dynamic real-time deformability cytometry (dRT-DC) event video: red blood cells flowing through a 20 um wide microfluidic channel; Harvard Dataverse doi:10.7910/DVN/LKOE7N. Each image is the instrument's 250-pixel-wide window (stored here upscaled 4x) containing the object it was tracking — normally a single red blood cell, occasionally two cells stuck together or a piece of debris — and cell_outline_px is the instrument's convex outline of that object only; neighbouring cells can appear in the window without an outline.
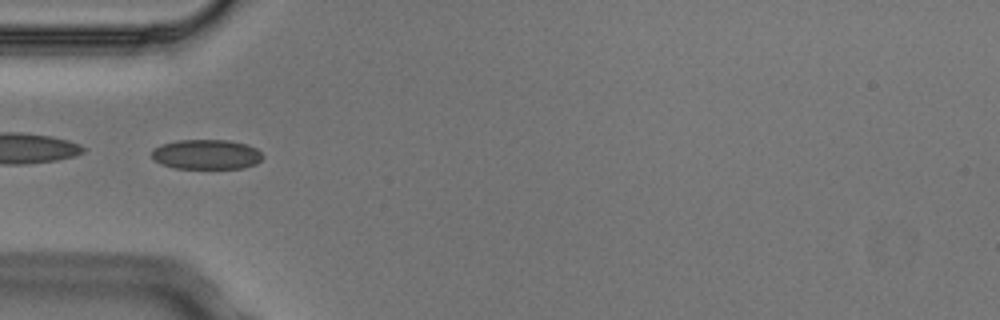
{"species": "Egyptian fruit bat (a non-hibernating species)", "species_latin": "Rousettus aegyptiacus", "temperature_condition": "cold", "stored_images_in_passage": 7, "camera_frame_rate_fps": 3000, "um_per_image_px": 0.085, "animal": {"sex": "male"}, "frame": {"image": 1, "passage_image": 5, "time_ms": 1.333, "image_size_px": [1000, 320], "cell_outline_px": [[264, 156], [256, 164], [244, 168], [176, 168], [160, 164], [152, 160], [152, 148], [160, 144], [176, 140], [228, 140], [248, 144], [256, 148]], "centroid_in_image_um": [17.52, 13.12], "position_along_channel_um": 67.5, "area_um2": 19.54}}
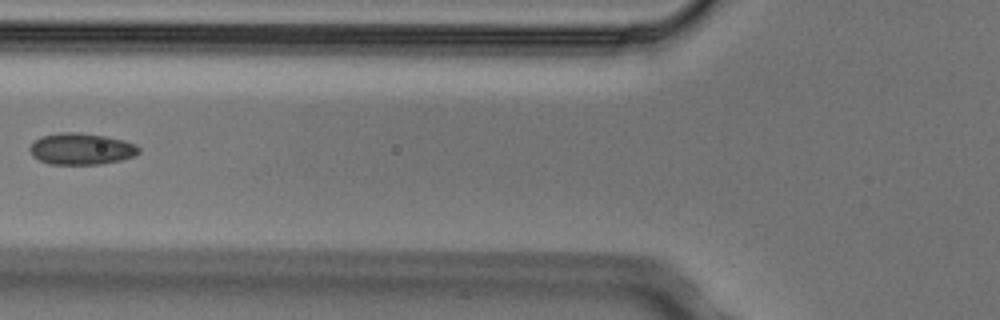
{"frame": {"image": 2, "passage_image": 6, "time_ms": 1.667, "image_size_px": [1000, 320], "cell_outline_px": [[140, 152], [136, 156], [120, 160], [100, 164], [48, 164], [32, 156], [28, 148], [40, 136], [64, 132], [80, 132], [104, 136], [124, 140], [136, 144], [140, 148]], "centroid_in_image_um": [6.92, 12.65], "position_along_channel_um": 118.9, "area_um2": 20.11}}
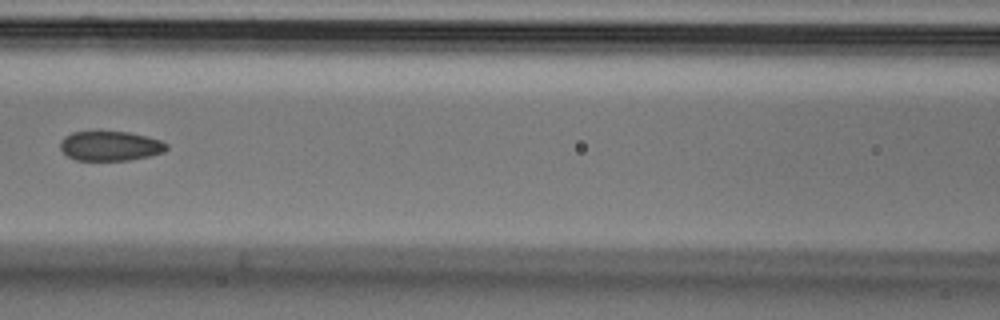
{"frame": {"image": 3, "passage_image": 7, "time_ms": 2.0, "image_size_px": [1000, 320], "cell_outline_px": [[168, 148], [164, 152], [148, 156], [128, 160], [76, 160], [68, 156], [60, 148], [60, 140], [64, 136], [72, 132], [100, 128], [128, 132], [148, 136], [160, 140], [168, 144]], "centroid_in_image_um": [9.34, 12.35], "position_along_channel_um": 157.3, "area_um2": 19.13}}